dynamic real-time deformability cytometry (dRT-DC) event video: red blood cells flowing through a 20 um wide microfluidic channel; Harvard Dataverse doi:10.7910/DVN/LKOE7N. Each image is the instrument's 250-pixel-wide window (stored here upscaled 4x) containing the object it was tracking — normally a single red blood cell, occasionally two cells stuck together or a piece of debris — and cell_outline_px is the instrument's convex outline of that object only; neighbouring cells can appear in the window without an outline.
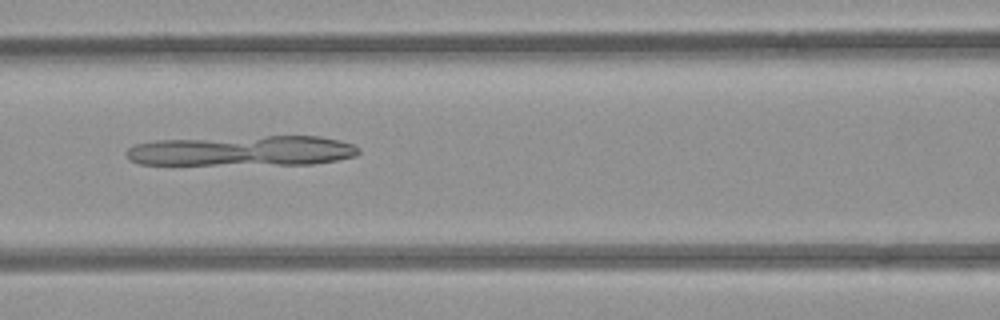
{"species": "common noctule bat (a hibernating species)", "species_latin": "Nyctalus noctula", "temperature_condition": "room temperature", "stored_images_in_passage": 6, "camera_frame_rate_fps": 3000, "um_per_image_px": 0.085, "animal": {"sex": "female", "body_mass_g": 21.9}, "frame": {"image": 1, "passage_image": 4, "time_ms": 3.667, "image_size_px": [1000, 320], "cell_outline_px": [[360, 152], [356, 156], [336, 160], [312, 164], [140, 164], [128, 160], [128, 148], [136, 144], [156, 140], [268, 136], [320, 136], [340, 140], [352, 144], [360, 148]], "centroid_in_image_um": [20.65, 12.81], "position_along_channel_um": 146.0, "area_um2": 40.81}}
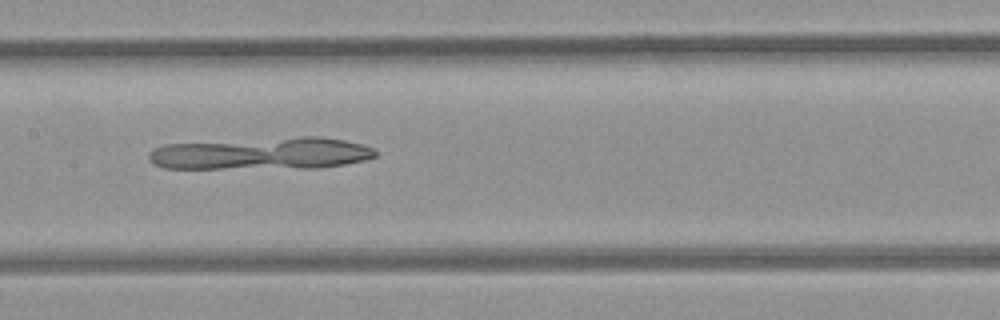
{"frame": {"image": 2, "passage_image": 5, "time_ms": 4.667, "image_size_px": [1000, 320], "cell_outline_px": [[376, 156], [364, 160], [344, 164], [316, 168], [164, 168], [152, 164], [148, 160], [148, 152], [152, 148], [164, 144], [300, 136], [320, 136], [344, 140], [360, 144], [372, 148], [376, 152]], "centroid_in_image_um": [22.17, 13.04], "position_along_channel_um": 185.2, "area_um2": 42.71}}
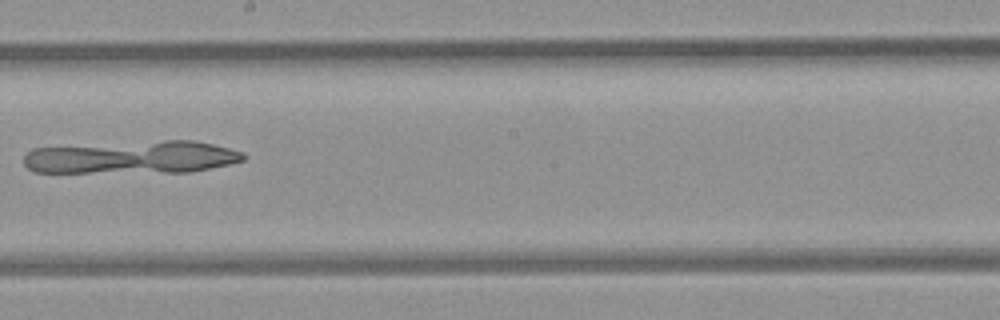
{"frame": {"image": 3, "passage_image": 6, "time_ms": 6.0, "image_size_px": [1000, 320], "cell_outline_px": [[244, 160], [228, 164], [188, 172], [32, 172], [24, 164], [24, 156], [32, 148], [164, 140], [196, 140], [244, 152]], "centroid_in_image_um": [11.21, 13.36], "position_along_channel_um": 237.0, "area_um2": 41.73}}